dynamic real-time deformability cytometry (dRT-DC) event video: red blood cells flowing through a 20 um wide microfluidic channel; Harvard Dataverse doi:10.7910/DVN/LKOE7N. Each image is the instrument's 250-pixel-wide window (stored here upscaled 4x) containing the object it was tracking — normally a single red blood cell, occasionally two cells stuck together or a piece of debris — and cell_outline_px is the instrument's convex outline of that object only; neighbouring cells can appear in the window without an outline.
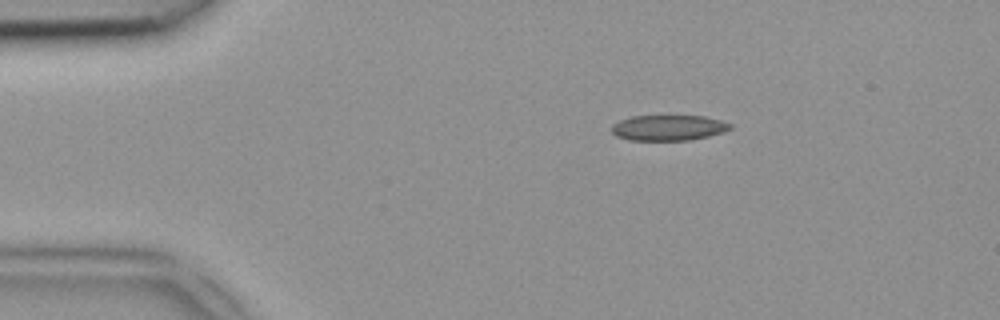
{"species": "common noctule bat (a hibernating species)", "species_latin": "Nyctalus noctula", "temperature_condition": "room temperature", "stored_images_in_passage": 46, "camera_frame_rate_fps": 3000, "um_per_image_px": 0.085, "animal": {"sex": "female", "body_mass_g": 18.4}, "frame": {"image": 1, "passage_image": 7, "time_ms": 2.0, "image_size_px": [1000, 320], "cell_outline_px": [[732, 128], [724, 132], [708, 136], [688, 140], [628, 140], [616, 136], [612, 132], [612, 124], [620, 120], [632, 116], [664, 112], [704, 116], [720, 120], [732, 124]], "centroid_in_image_um": [56.81, 10.8], "position_along_channel_um": 28.2, "area_um2": 18.67}}
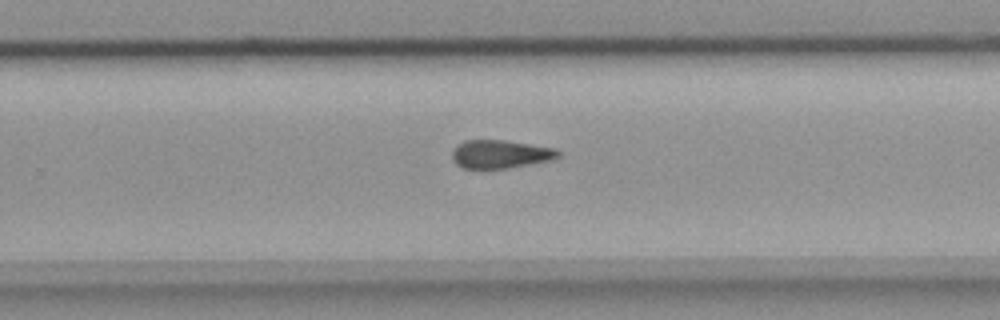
{"frame": {"image": 2, "passage_image": 29, "time_ms": 9.333, "image_size_px": [1000, 320], "cell_outline_px": [[560, 156], [552, 160], [504, 168], [464, 168], [456, 164], [452, 160], [452, 148], [456, 144], [464, 140], [504, 140], [556, 148], [560, 152]], "centroid_in_image_um": [42.5, 13.08], "position_along_channel_um": 287.3, "area_um2": 17.51}}
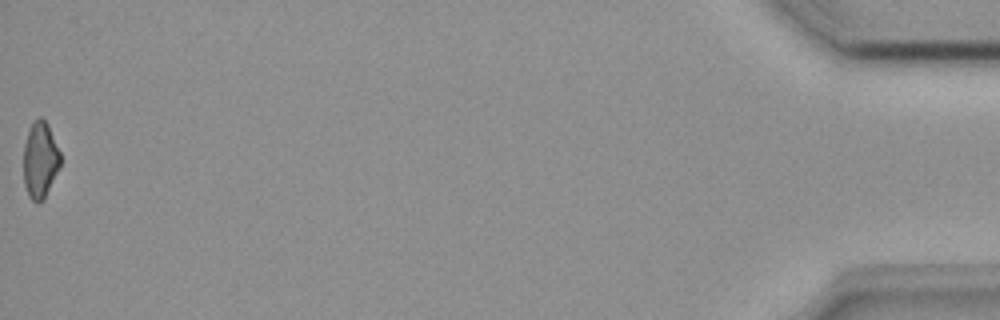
{"frame": {"image": 3, "passage_image": 46, "time_ms": 15.0, "image_size_px": [1000, 320], "cell_outline_px": [[60, 164], [44, 200], [40, 204], [36, 204], [28, 196], [24, 184], [24, 144], [28, 132], [32, 124], [40, 116], [48, 124], [60, 152]], "centroid_in_image_um": [3.4, 13.65], "position_along_channel_um": 431.8, "area_um2": 16.3}}